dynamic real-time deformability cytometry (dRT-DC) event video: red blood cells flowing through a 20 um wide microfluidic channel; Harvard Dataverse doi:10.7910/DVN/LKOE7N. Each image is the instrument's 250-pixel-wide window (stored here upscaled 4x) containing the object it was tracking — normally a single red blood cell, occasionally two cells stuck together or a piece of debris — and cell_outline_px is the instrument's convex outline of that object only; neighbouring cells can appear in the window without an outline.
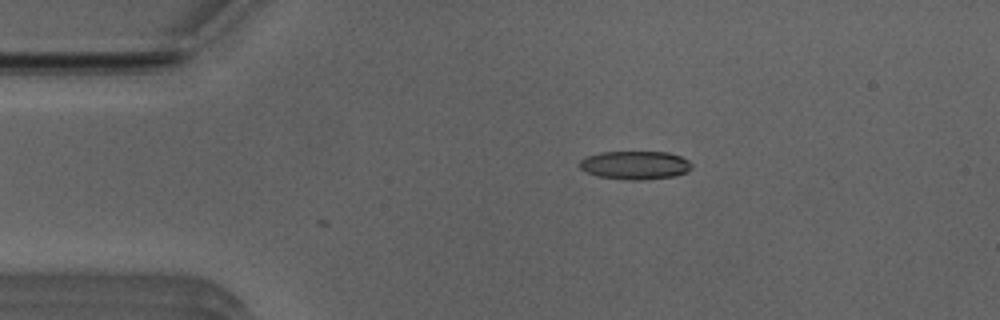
{"species": "Egyptian fruit bat (a non-hibernating species)", "species_latin": "Rousettus aegyptiacus", "temperature_condition": "room temperature", "stored_images_in_passage": 32, "camera_frame_rate_fps": 3000, "um_per_image_px": 0.085, "animal": {"sex": "male"}, "frame": {"image": 1, "passage_image": 1, "time_ms": 0.0, "image_size_px": [1000, 320], "cell_outline_px": [[692, 168], [676, 176], [644, 180], [628, 180], [596, 176], [580, 168], [580, 160], [588, 156], [600, 152], [668, 152], [680, 156], [688, 160], [692, 164]], "centroid_in_image_um": [54.0, 14.04], "position_along_channel_um": 31.0, "area_um2": 18.55}}
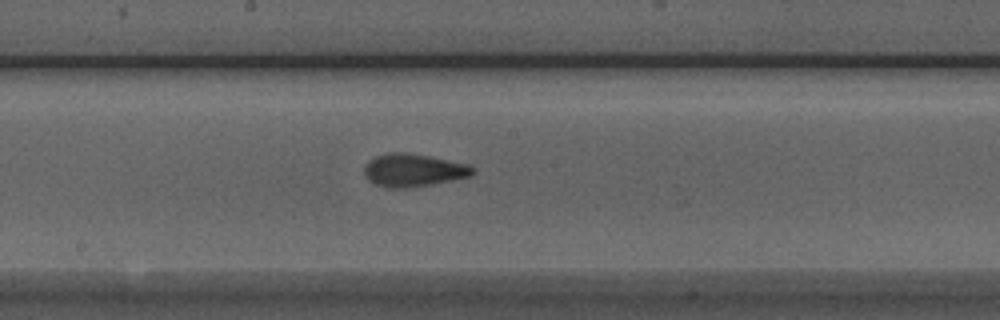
{"frame": {"image": 2, "passage_image": 18, "time_ms": 5.667, "image_size_px": [1000, 320], "cell_outline_px": [[476, 172], [468, 176], [408, 188], [388, 188], [376, 184], [368, 180], [364, 176], [364, 164], [368, 160], [376, 156], [388, 152], [404, 152], [428, 156], [468, 164], [476, 168]], "centroid_in_image_um": [35.08, 14.45], "position_along_channel_um": 213.1, "area_um2": 20.63}}
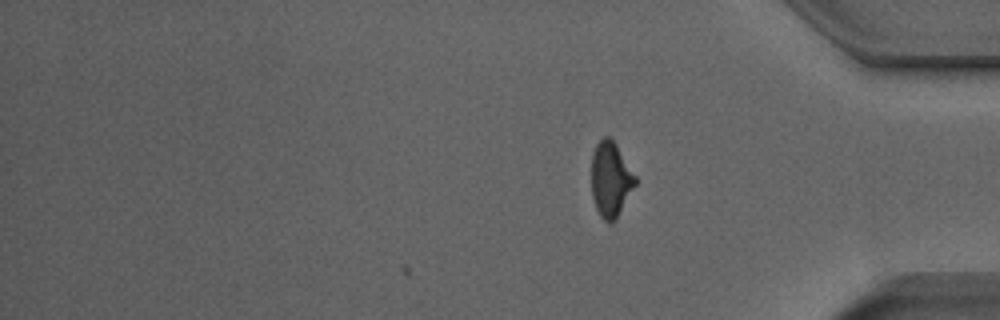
{"frame": {"image": 3, "passage_image": 32, "time_ms": 10.333, "image_size_px": [1000, 320], "cell_outline_px": [[636, 184], [616, 220], [612, 224], [608, 224], [600, 216], [596, 208], [592, 196], [592, 152], [596, 144], [604, 136], [608, 136], [616, 144], [636, 176]], "centroid_in_image_um": [51.91, 15.27], "position_along_channel_um": 383.3, "area_um2": 19.25}, "authors_computed_cell_mechanics": {"area_um2": 19.2763, "velocity_mm_per_s": 3.9861, "shape_relaxation_time_tau1_ms": 6.2026, "shape_relaxation_time_tau2_ms": 1.158, "deformation_change_tau1": 0.2045, "deformation_change_tau2": 0.0948}}